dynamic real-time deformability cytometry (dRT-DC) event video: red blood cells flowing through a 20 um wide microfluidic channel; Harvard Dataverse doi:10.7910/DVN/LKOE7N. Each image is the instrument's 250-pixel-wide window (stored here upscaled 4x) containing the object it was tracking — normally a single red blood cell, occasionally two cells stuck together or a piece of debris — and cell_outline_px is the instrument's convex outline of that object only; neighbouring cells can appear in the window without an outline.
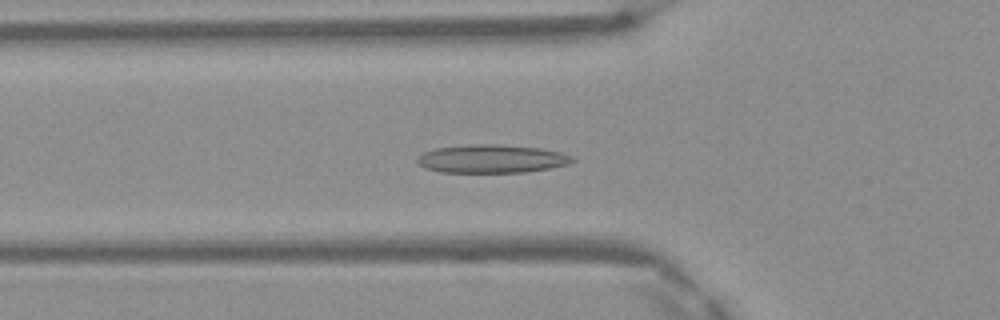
{"species": "Egyptian fruit bat (a non-hibernating species)", "species_latin": "Rousettus aegyptiacus", "temperature_condition": "warm", "stored_images_in_passage": 49, "camera_frame_rate_fps": 3000, "um_per_image_px": 0.085, "frame": {"image": 1, "passage_image": 17, "time_ms": 5.333, "image_size_px": [1000, 320], "cell_outline_px": [[576, 160], [572, 164], [552, 168], [524, 172], [440, 172], [424, 168], [416, 160], [424, 152], [436, 148], [468, 144], [500, 144], [540, 148], [560, 152], [572, 156]], "centroid_in_image_um": [41.84, 13.5], "position_along_channel_um": 84.0, "area_um2": 25.72}}
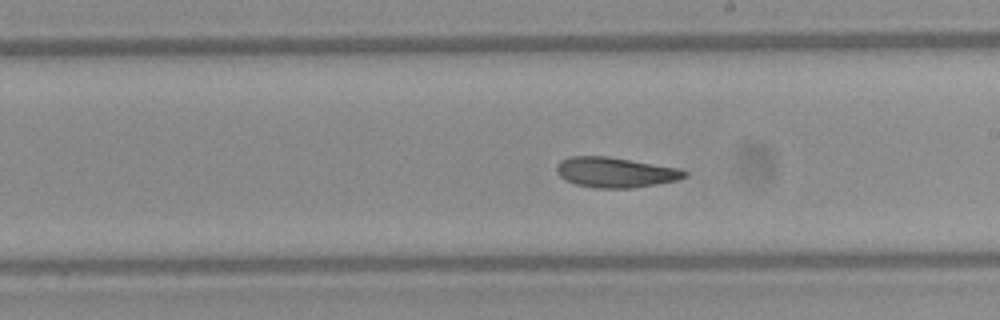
{"frame": {"image": 2, "passage_image": 28, "time_ms": 9.0, "image_size_px": [1000, 320], "cell_outline_px": [[688, 176], [680, 180], [632, 188], [596, 188], [576, 184], [564, 180], [556, 172], [556, 164], [560, 160], [572, 156], [608, 156], [680, 168], [688, 172]], "centroid_in_image_um": [52.32, 14.65], "position_along_channel_um": 236.7, "area_um2": 22.77}}
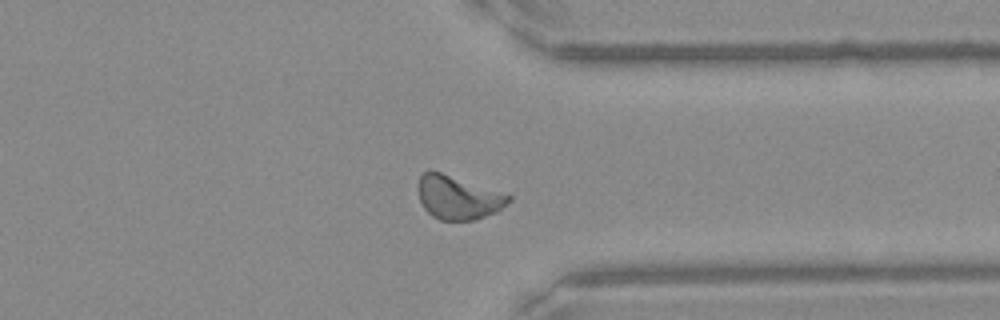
{"frame": {"image": 3, "passage_image": 38, "time_ms": 12.333, "image_size_px": [1000, 320], "cell_outline_px": [[512, 200], [496, 212], [476, 220], [440, 220], [432, 216], [424, 208], [420, 200], [416, 188], [416, 184], [420, 176], [428, 168], [432, 168], [508, 192], [512, 196]], "centroid_in_image_um": [38.95, 16.72], "position_along_channel_um": 372.4, "area_um2": 24.16}, "authors_computed_cell_mechanics": {"area_um2": 23.2356, "velocity_mm_per_s": 4.1457, "shape_relaxation_time_tau1_ms": 7.0771, "shape_relaxation_time_tau2_ms": 3.0932, "deformation_change_tau1": 0.1947, "deformation_change_tau2": 0.0875}}